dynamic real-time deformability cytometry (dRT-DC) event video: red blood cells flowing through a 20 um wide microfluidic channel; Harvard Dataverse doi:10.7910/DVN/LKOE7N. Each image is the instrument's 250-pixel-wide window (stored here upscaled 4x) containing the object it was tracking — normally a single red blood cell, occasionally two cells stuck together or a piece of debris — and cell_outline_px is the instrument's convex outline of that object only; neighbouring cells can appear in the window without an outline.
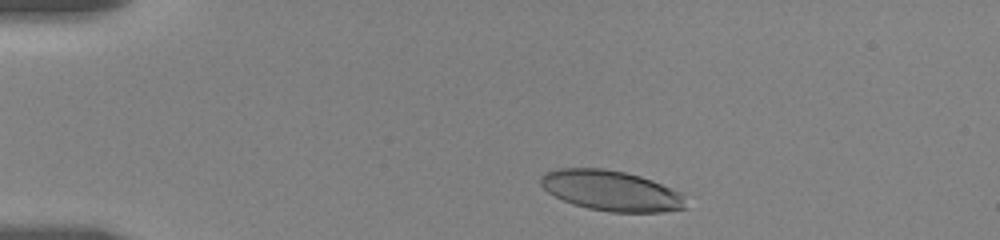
{"species": "human", "species_latin": "Homo sapiens", "temperature_condition": "room temperature", "stored_images_in_passage": 20, "camera_frame_rate_fps": 3000, "um_per_image_px": 0.085, "donor": {"sex": "female"}, "frame": {"image": 1, "passage_image": 3, "time_ms": 1.0, "image_size_px": [1000, 240], "cell_outline_px": [[688, 208], [664, 212], [608, 212], [588, 208], [572, 204], [548, 192], [540, 184], [540, 176], [544, 172], [560, 168], [604, 168], [624, 172], [640, 176], [652, 180], [680, 192], [684, 196]], "centroid_in_image_um": [51.96, 16.21], "position_along_channel_um": 33.0, "area_um2": 34.28}}
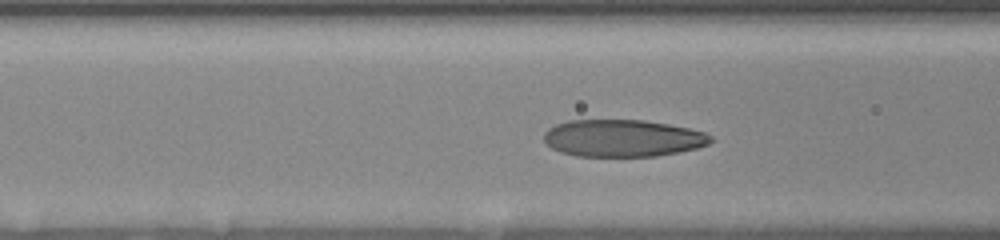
{"frame": {"image": 2, "passage_image": 13, "time_ms": 5.0, "image_size_px": [1000, 240], "cell_outline_px": [[716, 140], [708, 144], [696, 148], [656, 156], [576, 156], [560, 152], [544, 144], [544, 132], [548, 128], [556, 124], [568, 120], [644, 120], [668, 124], [688, 128], [704, 132], [712, 136]], "centroid_in_image_um": [52.9, 11.74], "position_along_channel_um": 113.7, "area_um2": 36.24}}
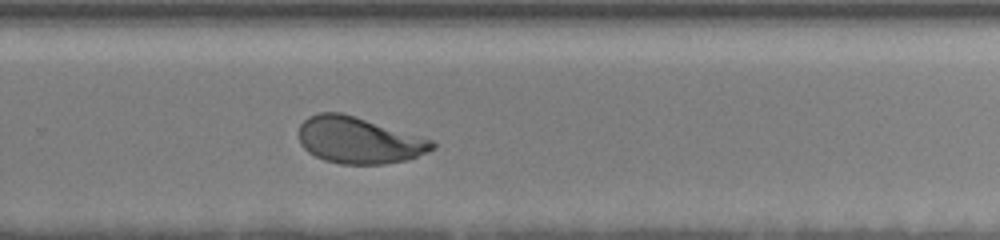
{"frame": {"image": 3, "passage_image": 20, "time_ms": 10.333, "image_size_px": [1000, 240], "cell_outline_px": [[436, 148], [416, 156], [404, 160], [384, 164], [340, 164], [324, 160], [308, 152], [300, 144], [300, 124], [308, 116], [320, 112], [340, 112], [432, 140], [436, 144]], "centroid_in_image_um": [30.46, 11.93], "position_along_channel_um": 299.3, "area_um2": 35.66}}